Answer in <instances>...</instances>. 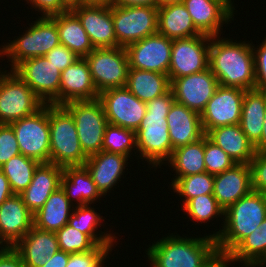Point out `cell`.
<instances>
[{
  "instance_id": "obj_1",
  "label": "cell",
  "mask_w": 266,
  "mask_h": 267,
  "mask_svg": "<svg viewBox=\"0 0 266 267\" xmlns=\"http://www.w3.org/2000/svg\"><path fill=\"white\" fill-rule=\"evenodd\" d=\"M222 35L211 37L209 68L219 85L242 90L255 89V64L252 40L238 41Z\"/></svg>"
},
{
  "instance_id": "obj_2",
  "label": "cell",
  "mask_w": 266,
  "mask_h": 267,
  "mask_svg": "<svg viewBox=\"0 0 266 267\" xmlns=\"http://www.w3.org/2000/svg\"><path fill=\"white\" fill-rule=\"evenodd\" d=\"M174 94L170 89L166 94L146 103V114L136 133L138 162H147L150 171L161 168L173 152L167 115L174 103ZM140 159H142L140 161ZM152 168V169H151Z\"/></svg>"
},
{
  "instance_id": "obj_3",
  "label": "cell",
  "mask_w": 266,
  "mask_h": 267,
  "mask_svg": "<svg viewBox=\"0 0 266 267\" xmlns=\"http://www.w3.org/2000/svg\"><path fill=\"white\" fill-rule=\"evenodd\" d=\"M167 234L147 245L149 267H204L218 253L216 238L207 233L202 237Z\"/></svg>"
},
{
  "instance_id": "obj_4",
  "label": "cell",
  "mask_w": 266,
  "mask_h": 267,
  "mask_svg": "<svg viewBox=\"0 0 266 267\" xmlns=\"http://www.w3.org/2000/svg\"><path fill=\"white\" fill-rule=\"evenodd\" d=\"M265 218L266 193L252 190L224 211L223 229L219 223V229L208 235L216 238L217 252L227 256Z\"/></svg>"
},
{
  "instance_id": "obj_5",
  "label": "cell",
  "mask_w": 266,
  "mask_h": 267,
  "mask_svg": "<svg viewBox=\"0 0 266 267\" xmlns=\"http://www.w3.org/2000/svg\"><path fill=\"white\" fill-rule=\"evenodd\" d=\"M21 35L0 45V59L10 62V70H14L22 61L46 55L60 44L56 21L52 17H35ZM28 29V30H27ZM17 37V38H16ZM5 43V44H4ZM4 44V45H3Z\"/></svg>"
},
{
  "instance_id": "obj_6",
  "label": "cell",
  "mask_w": 266,
  "mask_h": 267,
  "mask_svg": "<svg viewBox=\"0 0 266 267\" xmlns=\"http://www.w3.org/2000/svg\"><path fill=\"white\" fill-rule=\"evenodd\" d=\"M50 161L60 167L83 166L88 156L83 152L74 118L60 105L49 104Z\"/></svg>"
},
{
  "instance_id": "obj_7",
  "label": "cell",
  "mask_w": 266,
  "mask_h": 267,
  "mask_svg": "<svg viewBox=\"0 0 266 267\" xmlns=\"http://www.w3.org/2000/svg\"><path fill=\"white\" fill-rule=\"evenodd\" d=\"M4 69L0 68V124H10L33 115L45 104L13 70Z\"/></svg>"
},
{
  "instance_id": "obj_8",
  "label": "cell",
  "mask_w": 266,
  "mask_h": 267,
  "mask_svg": "<svg viewBox=\"0 0 266 267\" xmlns=\"http://www.w3.org/2000/svg\"><path fill=\"white\" fill-rule=\"evenodd\" d=\"M73 116L78 138L87 156L102 151L106 126L109 124L99 99L72 101L63 105Z\"/></svg>"
},
{
  "instance_id": "obj_9",
  "label": "cell",
  "mask_w": 266,
  "mask_h": 267,
  "mask_svg": "<svg viewBox=\"0 0 266 267\" xmlns=\"http://www.w3.org/2000/svg\"><path fill=\"white\" fill-rule=\"evenodd\" d=\"M20 153L40 163L50 161L49 104L31 116L10 123Z\"/></svg>"
},
{
  "instance_id": "obj_10",
  "label": "cell",
  "mask_w": 266,
  "mask_h": 267,
  "mask_svg": "<svg viewBox=\"0 0 266 267\" xmlns=\"http://www.w3.org/2000/svg\"><path fill=\"white\" fill-rule=\"evenodd\" d=\"M85 59L99 94L107 89L125 87L130 67L124 47L94 48Z\"/></svg>"
},
{
  "instance_id": "obj_11",
  "label": "cell",
  "mask_w": 266,
  "mask_h": 267,
  "mask_svg": "<svg viewBox=\"0 0 266 267\" xmlns=\"http://www.w3.org/2000/svg\"><path fill=\"white\" fill-rule=\"evenodd\" d=\"M112 18L117 43L120 47L158 33V8L112 5Z\"/></svg>"
},
{
  "instance_id": "obj_12",
  "label": "cell",
  "mask_w": 266,
  "mask_h": 267,
  "mask_svg": "<svg viewBox=\"0 0 266 267\" xmlns=\"http://www.w3.org/2000/svg\"><path fill=\"white\" fill-rule=\"evenodd\" d=\"M211 36L198 35L173 39L168 77L175 78L202 72L209 68Z\"/></svg>"
},
{
  "instance_id": "obj_13",
  "label": "cell",
  "mask_w": 266,
  "mask_h": 267,
  "mask_svg": "<svg viewBox=\"0 0 266 267\" xmlns=\"http://www.w3.org/2000/svg\"><path fill=\"white\" fill-rule=\"evenodd\" d=\"M13 71L44 104L60 105L61 72L44 56L22 61Z\"/></svg>"
},
{
  "instance_id": "obj_14",
  "label": "cell",
  "mask_w": 266,
  "mask_h": 267,
  "mask_svg": "<svg viewBox=\"0 0 266 267\" xmlns=\"http://www.w3.org/2000/svg\"><path fill=\"white\" fill-rule=\"evenodd\" d=\"M108 123L137 131L147 110L146 103L139 100L126 87L111 88L99 94Z\"/></svg>"
},
{
  "instance_id": "obj_15",
  "label": "cell",
  "mask_w": 266,
  "mask_h": 267,
  "mask_svg": "<svg viewBox=\"0 0 266 267\" xmlns=\"http://www.w3.org/2000/svg\"><path fill=\"white\" fill-rule=\"evenodd\" d=\"M125 50L130 68L168 75L172 39L156 33L129 44Z\"/></svg>"
},
{
  "instance_id": "obj_16",
  "label": "cell",
  "mask_w": 266,
  "mask_h": 267,
  "mask_svg": "<svg viewBox=\"0 0 266 267\" xmlns=\"http://www.w3.org/2000/svg\"><path fill=\"white\" fill-rule=\"evenodd\" d=\"M244 95L245 90L219 85L200 114L204 133L219 126L239 124Z\"/></svg>"
},
{
  "instance_id": "obj_17",
  "label": "cell",
  "mask_w": 266,
  "mask_h": 267,
  "mask_svg": "<svg viewBox=\"0 0 266 267\" xmlns=\"http://www.w3.org/2000/svg\"><path fill=\"white\" fill-rule=\"evenodd\" d=\"M233 2L234 0H183L182 3L196 29L203 35L215 37L224 35L223 28L234 21L238 10Z\"/></svg>"
},
{
  "instance_id": "obj_18",
  "label": "cell",
  "mask_w": 266,
  "mask_h": 267,
  "mask_svg": "<svg viewBox=\"0 0 266 267\" xmlns=\"http://www.w3.org/2000/svg\"><path fill=\"white\" fill-rule=\"evenodd\" d=\"M219 86L210 68L191 75L175 78L171 90L175 102L201 114Z\"/></svg>"
},
{
  "instance_id": "obj_19",
  "label": "cell",
  "mask_w": 266,
  "mask_h": 267,
  "mask_svg": "<svg viewBox=\"0 0 266 267\" xmlns=\"http://www.w3.org/2000/svg\"><path fill=\"white\" fill-rule=\"evenodd\" d=\"M70 10L80 20L94 48L120 47L114 32L112 6L82 4Z\"/></svg>"
},
{
  "instance_id": "obj_20",
  "label": "cell",
  "mask_w": 266,
  "mask_h": 267,
  "mask_svg": "<svg viewBox=\"0 0 266 267\" xmlns=\"http://www.w3.org/2000/svg\"><path fill=\"white\" fill-rule=\"evenodd\" d=\"M128 160L129 157L123 154L100 151L88 156L84 166L100 193L107 197V193L114 191L117 184L122 181V177L128 170L126 167H129Z\"/></svg>"
},
{
  "instance_id": "obj_21",
  "label": "cell",
  "mask_w": 266,
  "mask_h": 267,
  "mask_svg": "<svg viewBox=\"0 0 266 267\" xmlns=\"http://www.w3.org/2000/svg\"><path fill=\"white\" fill-rule=\"evenodd\" d=\"M33 226V213L20 194H13L0 205V241L9 247H14Z\"/></svg>"
},
{
  "instance_id": "obj_22",
  "label": "cell",
  "mask_w": 266,
  "mask_h": 267,
  "mask_svg": "<svg viewBox=\"0 0 266 267\" xmlns=\"http://www.w3.org/2000/svg\"><path fill=\"white\" fill-rule=\"evenodd\" d=\"M96 99H99V93L92 81L89 64L85 58H78L61 72L60 106Z\"/></svg>"
},
{
  "instance_id": "obj_23",
  "label": "cell",
  "mask_w": 266,
  "mask_h": 267,
  "mask_svg": "<svg viewBox=\"0 0 266 267\" xmlns=\"http://www.w3.org/2000/svg\"><path fill=\"white\" fill-rule=\"evenodd\" d=\"M251 191L250 164H235L214 176L213 196L224 211Z\"/></svg>"
},
{
  "instance_id": "obj_24",
  "label": "cell",
  "mask_w": 266,
  "mask_h": 267,
  "mask_svg": "<svg viewBox=\"0 0 266 267\" xmlns=\"http://www.w3.org/2000/svg\"><path fill=\"white\" fill-rule=\"evenodd\" d=\"M63 167L53 163H40L30 185L20 193L26 207L34 214L50 195L61 187Z\"/></svg>"
},
{
  "instance_id": "obj_25",
  "label": "cell",
  "mask_w": 266,
  "mask_h": 267,
  "mask_svg": "<svg viewBox=\"0 0 266 267\" xmlns=\"http://www.w3.org/2000/svg\"><path fill=\"white\" fill-rule=\"evenodd\" d=\"M167 124L173 150L205 135L200 114L175 101L169 109Z\"/></svg>"
},
{
  "instance_id": "obj_26",
  "label": "cell",
  "mask_w": 266,
  "mask_h": 267,
  "mask_svg": "<svg viewBox=\"0 0 266 267\" xmlns=\"http://www.w3.org/2000/svg\"><path fill=\"white\" fill-rule=\"evenodd\" d=\"M13 248L21 255L25 267H40L60 250L55 232L35 226Z\"/></svg>"
},
{
  "instance_id": "obj_27",
  "label": "cell",
  "mask_w": 266,
  "mask_h": 267,
  "mask_svg": "<svg viewBox=\"0 0 266 267\" xmlns=\"http://www.w3.org/2000/svg\"><path fill=\"white\" fill-rule=\"evenodd\" d=\"M61 188L75 207L85 204L93 205L102 197L105 198L84 165L64 167Z\"/></svg>"
},
{
  "instance_id": "obj_28",
  "label": "cell",
  "mask_w": 266,
  "mask_h": 267,
  "mask_svg": "<svg viewBox=\"0 0 266 267\" xmlns=\"http://www.w3.org/2000/svg\"><path fill=\"white\" fill-rule=\"evenodd\" d=\"M206 135L236 164H250L256 154L255 146L243 133L239 124L219 126L211 129Z\"/></svg>"
},
{
  "instance_id": "obj_29",
  "label": "cell",
  "mask_w": 266,
  "mask_h": 267,
  "mask_svg": "<svg viewBox=\"0 0 266 267\" xmlns=\"http://www.w3.org/2000/svg\"><path fill=\"white\" fill-rule=\"evenodd\" d=\"M92 204H85L74 207L73 213L68 220V224L73 228L79 230L80 232L88 235L97 245H116L118 243V237L116 236V232H111L110 228H105V224H103L104 216L99 214L96 209L99 208L91 206ZM104 226V232L99 230L98 227ZM99 230V231H97ZM113 233V234H112ZM117 238V239H116Z\"/></svg>"
},
{
  "instance_id": "obj_30",
  "label": "cell",
  "mask_w": 266,
  "mask_h": 267,
  "mask_svg": "<svg viewBox=\"0 0 266 267\" xmlns=\"http://www.w3.org/2000/svg\"><path fill=\"white\" fill-rule=\"evenodd\" d=\"M157 21L158 33L172 40L203 35L196 29L183 3L158 7Z\"/></svg>"
},
{
  "instance_id": "obj_31",
  "label": "cell",
  "mask_w": 266,
  "mask_h": 267,
  "mask_svg": "<svg viewBox=\"0 0 266 267\" xmlns=\"http://www.w3.org/2000/svg\"><path fill=\"white\" fill-rule=\"evenodd\" d=\"M74 205L60 187L53 192L44 205L33 214L34 226L38 229L57 232L68 223Z\"/></svg>"
},
{
  "instance_id": "obj_32",
  "label": "cell",
  "mask_w": 266,
  "mask_h": 267,
  "mask_svg": "<svg viewBox=\"0 0 266 267\" xmlns=\"http://www.w3.org/2000/svg\"><path fill=\"white\" fill-rule=\"evenodd\" d=\"M265 111L266 91L258 89L245 90L239 125L253 145L261 139Z\"/></svg>"
},
{
  "instance_id": "obj_33",
  "label": "cell",
  "mask_w": 266,
  "mask_h": 267,
  "mask_svg": "<svg viewBox=\"0 0 266 267\" xmlns=\"http://www.w3.org/2000/svg\"><path fill=\"white\" fill-rule=\"evenodd\" d=\"M125 87L139 100L147 103L171 89L167 74L129 68Z\"/></svg>"
},
{
  "instance_id": "obj_34",
  "label": "cell",
  "mask_w": 266,
  "mask_h": 267,
  "mask_svg": "<svg viewBox=\"0 0 266 267\" xmlns=\"http://www.w3.org/2000/svg\"><path fill=\"white\" fill-rule=\"evenodd\" d=\"M52 18L56 21L60 44L69 48L80 58H85L94 50L80 20L71 10L54 15Z\"/></svg>"
},
{
  "instance_id": "obj_35",
  "label": "cell",
  "mask_w": 266,
  "mask_h": 267,
  "mask_svg": "<svg viewBox=\"0 0 266 267\" xmlns=\"http://www.w3.org/2000/svg\"><path fill=\"white\" fill-rule=\"evenodd\" d=\"M168 165V166H167ZM174 171L171 185L177 178L206 172L204 163V136L196 142L173 150L171 158L164 164Z\"/></svg>"
},
{
  "instance_id": "obj_36",
  "label": "cell",
  "mask_w": 266,
  "mask_h": 267,
  "mask_svg": "<svg viewBox=\"0 0 266 267\" xmlns=\"http://www.w3.org/2000/svg\"><path fill=\"white\" fill-rule=\"evenodd\" d=\"M39 164L36 159L19 154L1 166L0 170L7 177L12 192L20 194L30 185Z\"/></svg>"
},
{
  "instance_id": "obj_37",
  "label": "cell",
  "mask_w": 266,
  "mask_h": 267,
  "mask_svg": "<svg viewBox=\"0 0 266 267\" xmlns=\"http://www.w3.org/2000/svg\"><path fill=\"white\" fill-rule=\"evenodd\" d=\"M181 210L184 213V216L187 215V218L192 221V223L197 222V224L210 223L214 220H219L221 227L224 226V210L218 204L216 198L213 194L199 195L191 198ZM219 218V219H218ZM221 218V220H220ZM212 220V221H211Z\"/></svg>"
},
{
  "instance_id": "obj_38",
  "label": "cell",
  "mask_w": 266,
  "mask_h": 267,
  "mask_svg": "<svg viewBox=\"0 0 266 267\" xmlns=\"http://www.w3.org/2000/svg\"><path fill=\"white\" fill-rule=\"evenodd\" d=\"M169 191L177 194L182 200L181 207H183L191 198L205 195L213 194L214 190V175L208 172L200 174H192L185 177L177 178L170 186L168 185Z\"/></svg>"
},
{
  "instance_id": "obj_39",
  "label": "cell",
  "mask_w": 266,
  "mask_h": 267,
  "mask_svg": "<svg viewBox=\"0 0 266 267\" xmlns=\"http://www.w3.org/2000/svg\"><path fill=\"white\" fill-rule=\"evenodd\" d=\"M227 257L231 264L239 263L241 267H255L263 259L260 227H257L250 235L245 237Z\"/></svg>"
},
{
  "instance_id": "obj_40",
  "label": "cell",
  "mask_w": 266,
  "mask_h": 267,
  "mask_svg": "<svg viewBox=\"0 0 266 267\" xmlns=\"http://www.w3.org/2000/svg\"><path fill=\"white\" fill-rule=\"evenodd\" d=\"M102 151L123 154L128 156L131 162L133 156H137L135 131L108 124L104 133Z\"/></svg>"
},
{
  "instance_id": "obj_41",
  "label": "cell",
  "mask_w": 266,
  "mask_h": 267,
  "mask_svg": "<svg viewBox=\"0 0 266 267\" xmlns=\"http://www.w3.org/2000/svg\"><path fill=\"white\" fill-rule=\"evenodd\" d=\"M56 236L60 250L69 254L91 251L98 246L88 235L68 223L56 232Z\"/></svg>"
},
{
  "instance_id": "obj_42",
  "label": "cell",
  "mask_w": 266,
  "mask_h": 267,
  "mask_svg": "<svg viewBox=\"0 0 266 267\" xmlns=\"http://www.w3.org/2000/svg\"><path fill=\"white\" fill-rule=\"evenodd\" d=\"M204 163L206 172L211 175L220 174L233 167L236 163L219 146L204 135Z\"/></svg>"
},
{
  "instance_id": "obj_43",
  "label": "cell",
  "mask_w": 266,
  "mask_h": 267,
  "mask_svg": "<svg viewBox=\"0 0 266 267\" xmlns=\"http://www.w3.org/2000/svg\"><path fill=\"white\" fill-rule=\"evenodd\" d=\"M114 247L116 246L98 245L91 251L70 254L66 267H107L108 264L104 263L110 259L109 255H112Z\"/></svg>"
},
{
  "instance_id": "obj_44",
  "label": "cell",
  "mask_w": 266,
  "mask_h": 267,
  "mask_svg": "<svg viewBox=\"0 0 266 267\" xmlns=\"http://www.w3.org/2000/svg\"><path fill=\"white\" fill-rule=\"evenodd\" d=\"M21 154L10 124H0V167L12 157Z\"/></svg>"
},
{
  "instance_id": "obj_45",
  "label": "cell",
  "mask_w": 266,
  "mask_h": 267,
  "mask_svg": "<svg viewBox=\"0 0 266 267\" xmlns=\"http://www.w3.org/2000/svg\"><path fill=\"white\" fill-rule=\"evenodd\" d=\"M250 167L252 190L266 193V151L256 152Z\"/></svg>"
},
{
  "instance_id": "obj_46",
  "label": "cell",
  "mask_w": 266,
  "mask_h": 267,
  "mask_svg": "<svg viewBox=\"0 0 266 267\" xmlns=\"http://www.w3.org/2000/svg\"><path fill=\"white\" fill-rule=\"evenodd\" d=\"M255 64V89L266 91V35L257 46L252 42Z\"/></svg>"
},
{
  "instance_id": "obj_47",
  "label": "cell",
  "mask_w": 266,
  "mask_h": 267,
  "mask_svg": "<svg viewBox=\"0 0 266 267\" xmlns=\"http://www.w3.org/2000/svg\"><path fill=\"white\" fill-rule=\"evenodd\" d=\"M23 1V0H22ZM30 9L38 11L41 17H52L54 15L65 13L70 8L63 2V0H24ZM30 3V4H29Z\"/></svg>"
},
{
  "instance_id": "obj_48",
  "label": "cell",
  "mask_w": 266,
  "mask_h": 267,
  "mask_svg": "<svg viewBox=\"0 0 266 267\" xmlns=\"http://www.w3.org/2000/svg\"><path fill=\"white\" fill-rule=\"evenodd\" d=\"M44 57L54 64L60 72L80 58L63 44H59L50 50Z\"/></svg>"
},
{
  "instance_id": "obj_49",
  "label": "cell",
  "mask_w": 266,
  "mask_h": 267,
  "mask_svg": "<svg viewBox=\"0 0 266 267\" xmlns=\"http://www.w3.org/2000/svg\"><path fill=\"white\" fill-rule=\"evenodd\" d=\"M0 267H25L21 255L9 247L0 257Z\"/></svg>"
},
{
  "instance_id": "obj_50",
  "label": "cell",
  "mask_w": 266,
  "mask_h": 267,
  "mask_svg": "<svg viewBox=\"0 0 266 267\" xmlns=\"http://www.w3.org/2000/svg\"><path fill=\"white\" fill-rule=\"evenodd\" d=\"M69 256V253L59 250L50 256L48 260L40 267H66L69 261Z\"/></svg>"
},
{
  "instance_id": "obj_51",
  "label": "cell",
  "mask_w": 266,
  "mask_h": 267,
  "mask_svg": "<svg viewBox=\"0 0 266 267\" xmlns=\"http://www.w3.org/2000/svg\"><path fill=\"white\" fill-rule=\"evenodd\" d=\"M113 6L117 7H134V6H145L158 8V0H114Z\"/></svg>"
},
{
  "instance_id": "obj_52",
  "label": "cell",
  "mask_w": 266,
  "mask_h": 267,
  "mask_svg": "<svg viewBox=\"0 0 266 267\" xmlns=\"http://www.w3.org/2000/svg\"><path fill=\"white\" fill-rule=\"evenodd\" d=\"M13 194L7 177L0 170V205Z\"/></svg>"
},
{
  "instance_id": "obj_53",
  "label": "cell",
  "mask_w": 266,
  "mask_h": 267,
  "mask_svg": "<svg viewBox=\"0 0 266 267\" xmlns=\"http://www.w3.org/2000/svg\"><path fill=\"white\" fill-rule=\"evenodd\" d=\"M233 267L226 255L217 253L204 267Z\"/></svg>"
},
{
  "instance_id": "obj_54",
  "label": "cell",
  "mask_w": 266,
  "mask_h": 267,
  "mask_svg": "<svg viewBox=\"0 0 266 267\" xmlns=\"http://www.w3.org/2000/svg\"><path fill=\"white\" fill-rule=\"evenodd\" d=\"M256 152L266 151V111L261 139L254 145Z\"/></svg>"
},
{
  "instance_id": "obj_55",
  "label": "cell",
  "mask_w": 266,
  "mask_h": 267,
  "mask_svg": "<svg viewBox=\"0 0 266 267\" xmlns=\"http://www.w3.org/2000/svg\"><path fill=\"white\" fill-rule=\"evenodd\" d=\"M114 0H82L83 5L111 7Z\"/></svg>"
},
{
  "instance_id": "obj_56",
  "label": "cell",
  "mask_w": 266,
  "mask_h": 267,
  "mask_svg": "<svg viewBox=\"0 0 266 267\" xmlns=\"http://www.w3.org/2000/svg\"><path fill=\"white\" fill-rule=\"evenodd\" d=\"M260 233L262 238V244H263V257L266 255V218L260 225Z\"/></svg>"
},
{
  "instance_id": "obj_57",
  "label": "cell",
  "mask_w": 266,
  "mask_h": 267,
  "mask_svg": "<svg viewBox=\"0 0 266 267\" xmlns=\"http://www.w3.org/2000/svg\"><path fill=\"white\" fill-rule=\"evenodd\" d=\"M63 2L71 9L74 6L82 5V0H63Z\"/></svg>"
},
{
  "instance_id": "obj_58",
  "label": "cell",
  "mask_w": 266,
  "mask_h": 267,
  "mask_svg": "<svg viewBox=\"0 0 266 267\" xmlns=\"http://www.w3.org/2000/svg\"><path fill=\"white\" fill-rule=\"evenodd\" d=\"M183 0H158L159 7L165 6L168 4H174V3H182Z\"/></svg>"
},
{
  "instance_id": "obj_59",
  "label": "cell",
  "mask_w": 266,
  "mask_h": 267,
  "mask_svg": "<svg viewBox=\"0 0 266 267\" xmlns=\"http://www.w3.org/2000/svg\"><path fill=\"white\" fill-rule=\"evenodd\" d=\"M8 248L9 246L6 243L0 241V257Z\"/></svg>"
},
{
  "instance_id": "obj_60",
  "label": "cell",
  "mask_w": 266,
  "mask_h": 267,
  "mask_svg": "<svg viewBox=\"0 0 266 267\" xmlns=\"http://www.w3.org/2000/svg\"><path fill=\"white\" fill-rule=\"evenodd\" d=\"M255 267H266V255Z\"/></svg>"
}]
</instances>
